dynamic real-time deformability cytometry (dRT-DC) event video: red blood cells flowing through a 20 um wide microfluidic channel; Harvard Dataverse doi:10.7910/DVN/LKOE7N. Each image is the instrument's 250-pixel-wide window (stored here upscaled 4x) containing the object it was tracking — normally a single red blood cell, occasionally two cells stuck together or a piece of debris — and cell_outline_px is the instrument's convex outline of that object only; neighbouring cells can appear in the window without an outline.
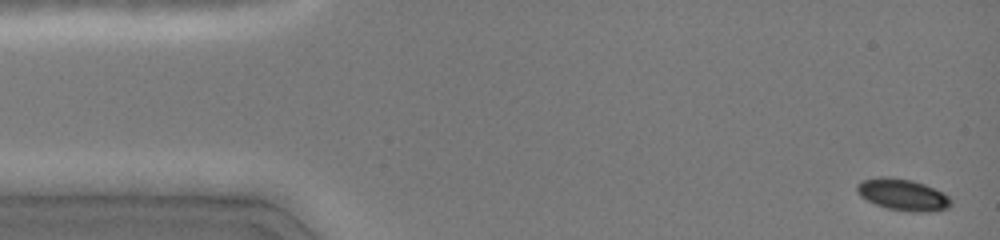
{"species": "common noctule bat (a hibernating species)", "species_latin": "Nyctalus noctula", "temperature_condition": "cold", "stored_images_in_passage": 38, "camera_frame_rate_fps": 3000, "um_per_image_px": 0.085, "animal": {"sex": "female", "body_mass_g": 19.0, "forearm_length_mm": 51.5}, "frame": {"image": 1, "passage_image": 3, "time_ms": 0.333, "image_size_px": [1000, 240], "cell_outline_px": [[952, 204], [948, 208], [928, 212], [912, 212], [888, 208], [876, 204], [860, 196], [856, 188], [856, 184], [860, 180], [880, 176], [888, 176], [912, 180], [924, 184], [944, 192], [952, 200]], "centroid_in_image_um": [76.74, 16.53], "position_along_channel_um": 8.3, "area_um2": 17.46}}
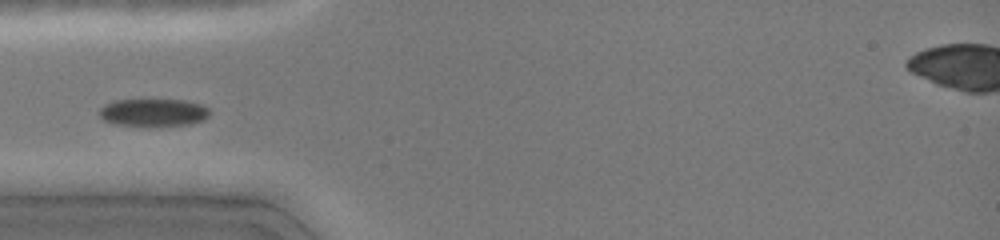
{"frame": {"image": 2, "passage_image": 21, "time_ms": 4.667, "image_size_px": [1000, 240], "cell_outline_px": [[208, 116], [204, 120], [188, 124], [112, 124], [104, 120], [100, 116], [100, 108], [104, 104], [116, 100], [184, 100], [200, 104], [208, 108]], "centroid_in_image_um": [13.02, 9.53], "position_along_channel_um": 72.0, "area_um2": 17.11}}
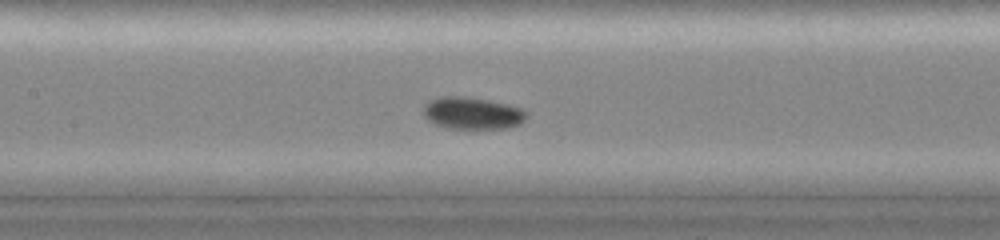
{"frame": {"image": 3, "passage_image": 33, "time_ms": 7.0, "image_size_px": [1000, 240], "cell_outline_px": [[528, 116], [520, 124], [504, 128], [448, 128], [436, 124], [428, 120], [424, 116], [424, 104], [428, 100], [440, 96], [468, 96], [508, 104], [520, 108], [528, 112]], "centroid_in_image_um": [40.14, 9.6], "position_along_channel_um": 167.3, "area_um2": 19.36}}